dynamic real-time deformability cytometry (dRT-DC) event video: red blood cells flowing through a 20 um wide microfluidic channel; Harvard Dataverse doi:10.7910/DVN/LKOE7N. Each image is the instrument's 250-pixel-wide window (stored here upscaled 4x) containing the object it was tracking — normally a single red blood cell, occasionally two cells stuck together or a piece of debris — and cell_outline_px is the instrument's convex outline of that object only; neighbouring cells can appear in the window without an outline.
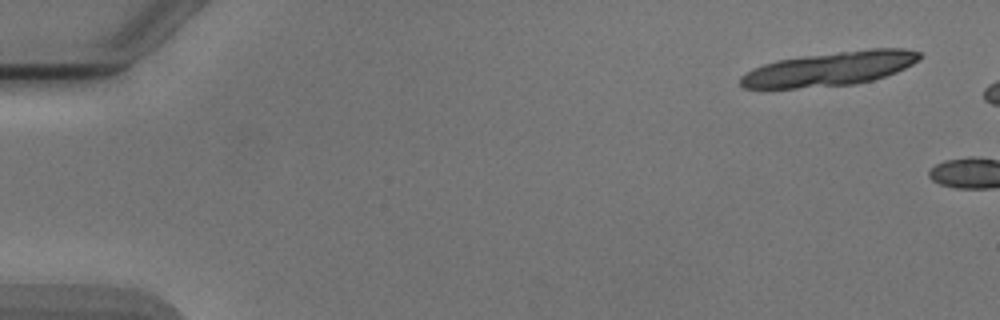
{"species": "Egyptian fruit bat (a non-hibernating species)", "species_latin": "Rousettus aegyptiacus", "temperature_condition": "cold", "stored_images_in_passage": 6, "camera_frame_rate_fps": 3000, "um_per_image_px": 0.085, "animal": {"sex": "male"}, "frame": {"image": 1, "passage_image": 3, "time_ms": 0.667, "image_size_px": [1000, 320], "cell_outline_px": [[924, 56], [920, 60], [896, 72], [872, 80], [856, 84], [796, 88], [744, 88], [740, 84], [740, 76], [752, 68], [776, 60], [804, 56], [872, 48], [904, 48], [920, 52]], "centroid_in_image_um": [70.55, 5.84], "position_along_channel_um": 14.4, "area_um2": 35.55}}